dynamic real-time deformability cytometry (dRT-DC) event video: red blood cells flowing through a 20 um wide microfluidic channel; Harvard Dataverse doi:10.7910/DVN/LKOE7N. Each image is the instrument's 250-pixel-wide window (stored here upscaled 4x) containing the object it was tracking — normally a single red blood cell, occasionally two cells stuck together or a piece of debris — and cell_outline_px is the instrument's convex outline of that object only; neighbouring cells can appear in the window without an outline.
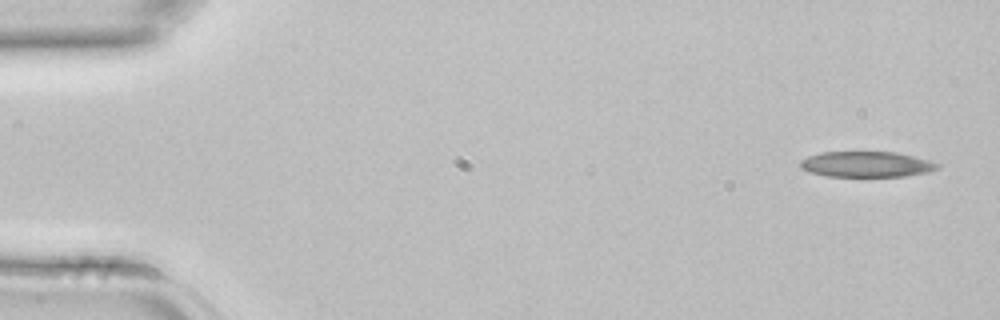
{"species": "common noctule bat (a hibernating species)", "species_latin": "Nyctalus noctula", "temperature_condition": "room temperature", "stored_images_in_passage": 4, "segment_of_instrument_passage": [2, 2], "camera_frame_rate_fps": 3000, "um_per_image_px": 0.085, "animal": {"sex": "female", "body_mass_g": 22.7, "forearm_length_mm": 54.2}, "frame": {"image": 1, "passage_image": 4, "time_ms": 1.0, "image_size_px": [1000, 320], "cell_outline_px": [[940, 168], [928, 172], [904, 176], [824, 176], [800, 168], [800, 160], [808, 156], [820, 152], [896, 152], [928, 160], [940, 164]], "centroid_in_image_um": [73.64, 13.96], "position_along_channel_um": 11.4, "area_um2": 20.4}}